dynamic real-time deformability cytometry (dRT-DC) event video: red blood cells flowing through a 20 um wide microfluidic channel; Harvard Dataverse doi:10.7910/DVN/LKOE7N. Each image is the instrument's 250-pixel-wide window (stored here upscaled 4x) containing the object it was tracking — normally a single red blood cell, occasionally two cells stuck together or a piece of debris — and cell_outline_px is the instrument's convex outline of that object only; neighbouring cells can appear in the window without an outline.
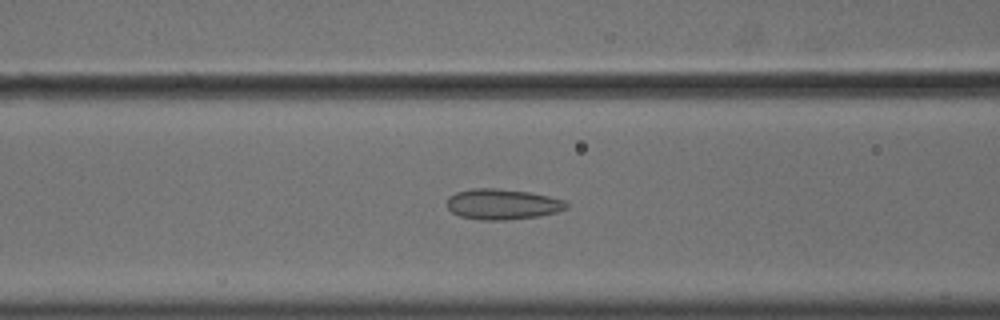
{"species": "common noctule bat (a hibernating species)", "species_latin": "Nyctalus noctula", "temperature_condition": "cold", "stored_images_in_passage": 48, "camera_frame_rate_fps": 3000, "um_per_image_px": 0.085, "animal": {"sex": "male", "body_mass_g": 18.8}, "frame": {"image": 1, "passage_image": 16, "time_ms": 5.0, "image_size_px": [1000, 320], "cell_outline_px": [[568, 208], [556, 212], [536, 216], [504, 220], [480, 220], [460, 216], [452, 212], [448, 208], [448, 196], [456, 192], [472, 188], [496, 188], [532, 192], [564, 200], [568, 204]], "centroid_in_image_um": [42.7, 17.35], "position_along_channel_um": 123.9, "area_um2": 21.27}}
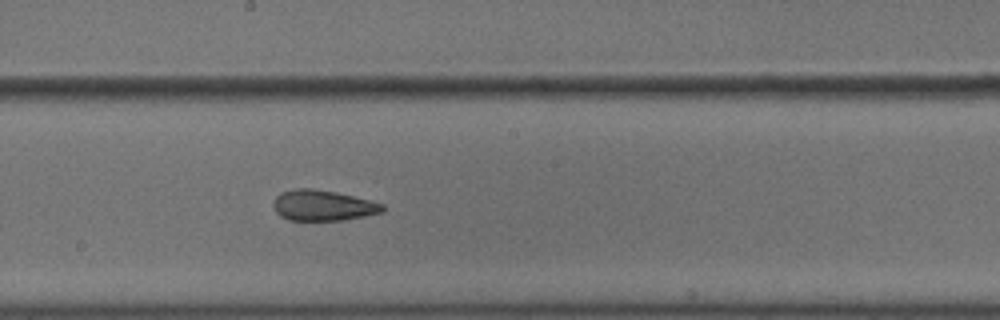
{"frame": {"image": 2, "passage_image": 24, "time_ms": 7.667, "image_size_px": [1000, 320], "cell_outline_px": [[384, 212], [344, 220], [288, 220], [280, 216], [272, 208], [272, 204], [276, 196], [280, 192], [296, 188], [312, 188], [336, 192], [384, 204]], "centroid_in_image_um": [27.4, 17.46], "position_along_channel_um": 220.8, "area_um2": 19.59}}
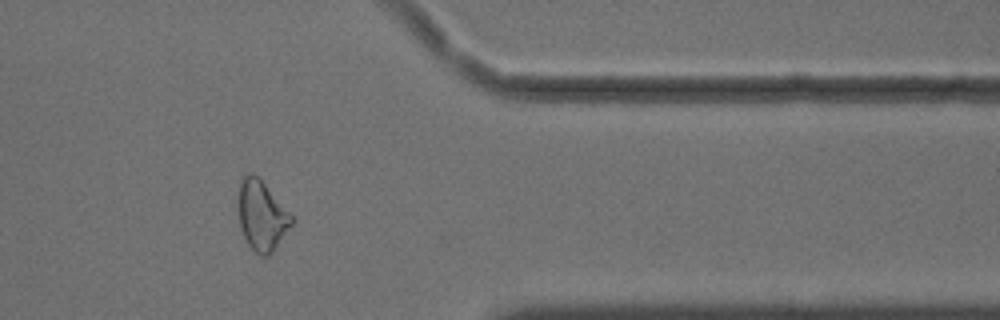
{"frame": {"image": 3, "passage_image": 39, "time_ms": 12.667, "image_size_px": [1000, 320], "cell_outline_px": [[292, 224], [272, 252], [268, 256], [260, 256], [248, 244], [240, 228], [236, 204], [236, 200], [240, 180], [248, 172], [252, 172], [264, 184], [292, 216]], "centroid_in_image_um": [22.17, 18.31], "position_along_channel_um": 389.2, "area_um2": 21.56}, "authors_computed_cell_mechanics": {"area_um2": 21.8195, "velocity_mm_per_s": 3.6224, "shape_relaxation_time_tau1_ms": null, "shape_relaxation_time_tau2_ms": 1.998, "deformation_change_tau1": null, "deformation_change_tau2": 0.0792}}